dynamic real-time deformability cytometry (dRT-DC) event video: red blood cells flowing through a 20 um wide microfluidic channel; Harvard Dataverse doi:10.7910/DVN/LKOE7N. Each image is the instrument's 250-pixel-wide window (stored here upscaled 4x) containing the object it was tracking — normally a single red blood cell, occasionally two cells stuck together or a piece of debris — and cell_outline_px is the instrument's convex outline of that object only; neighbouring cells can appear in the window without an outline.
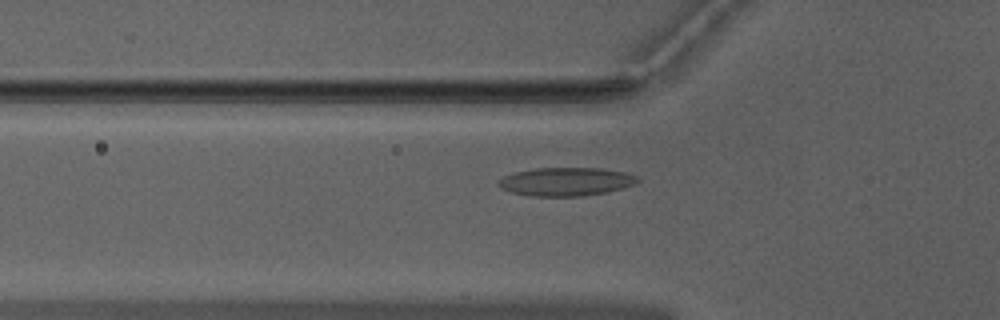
{"species": "Egyptian fruit bat (a non-hibernating species)", "species_latin": "Rousettus aegyptiacus", "temperature_condition": "warm", "stored_images_in_passage": 35, "camera_frame_rate_fps": 3000, "um_per_image_px": 0.085, "animal": {"sex": "male"}, "frame": {"image": 1, "passage_image": 5, "time_ms": 1.333, "image_size_px": [1000, 320], "cell_outline_px": [[640, 180], [636, 184], [604, 192], [580, 196], [532, 196], [508, 192], [500, 188], [496, 184], [504, 176], [516, 172], [536, 168], [600, 168], [624, 172], [636, 176]], "centroid_in_image_um": [48.07, 15.44], "position_along_channel_um": 77.7, "area_um2": 22.89}}
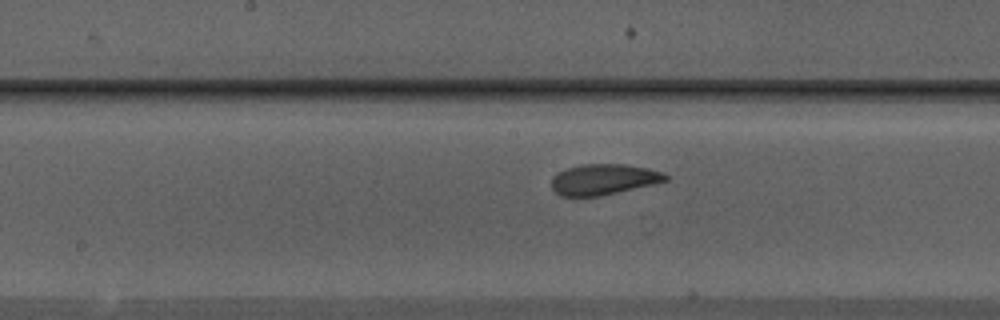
{"frame": {"image": 2, "passage_image": 14, "time_ms": 4.333, "image_size_px": [1000, 320], "cell_outline_px": [[668, 180], [652, 184], [600, 196], [560, 196], [552, 188], [552, 176], [556, 172], [568, 168], [584, 164], [624, 164], [648, 168], [664, 172], [668, 176]], "centroid_in_image_um": [51.29, 15.24], "position_along_channel_um": 196.9, "area_um2": 20.35}}
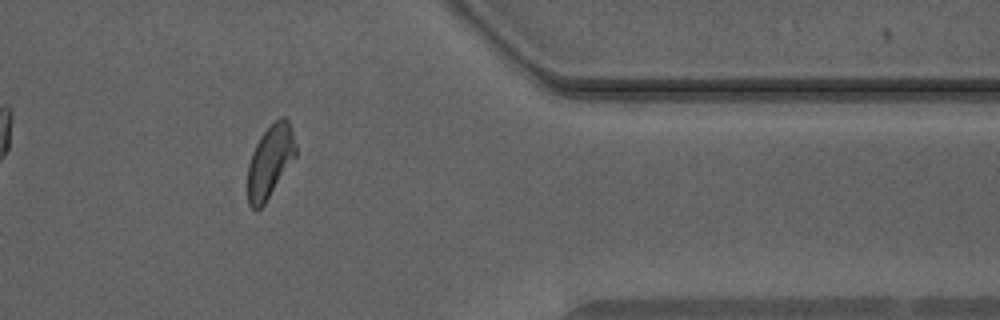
{"frame": {"image": 3, "passage_image": 30, "time_ms": 9.667, "image_size_px": [1000, 320], "cell_outline_px": [[296, 156], [264, 204], [260, 208], [252, 208], [248, 204], [248, 164], [252, 152], [260, 136], [280, 116], [284, 116], [288, 120], [292, 128], [296, 144]], "centroid_in_image_um": [22.97, 13.69], "position_along_channel_um": 388.4, "area_um2": 20.17}, "authors_computed_cell_mechanics": {"area_um2": 20.5768, "velocity_mm_per_s": 3.9504, "shape_relaxation_time_tau1_ms": 3.3479, "shape_relaxation_time_tau2_ms": 1.8286, "deformation_change_tau1": 0.1101, "deformation_change_tau2": 0.0816}}